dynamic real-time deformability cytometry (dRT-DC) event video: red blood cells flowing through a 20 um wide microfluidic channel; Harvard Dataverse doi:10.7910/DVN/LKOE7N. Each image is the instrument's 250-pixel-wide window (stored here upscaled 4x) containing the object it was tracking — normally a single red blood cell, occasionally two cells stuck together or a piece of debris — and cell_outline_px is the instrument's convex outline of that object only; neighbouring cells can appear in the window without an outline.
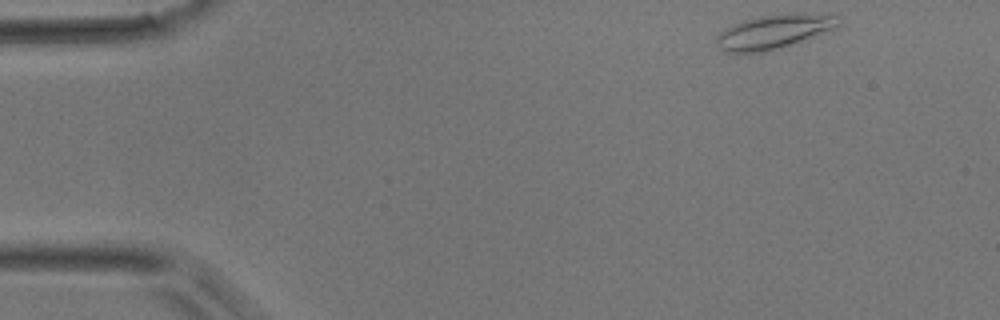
{"species": "common noctule bat (a hibernating species)", "species_latin": "Nyctalus noctula", "temperature_condition": "room temperature", "stored_images_in_passage": 45, "camera_frame_rate_fps": 3000, "um_per_image_px": 0.085, "animal": {"sex": "male", "body_mass_g": 17.9}, "frame": {"image": 1, "passage_image": 1, "time_ms": 0.0, "image_size_px": [1000, 320], "cell_outline_px": [[840, 24], [836, 28], [792, 44], [780, 48], [764, 52], [724, 52], [716, 44], [716, 36], [720, 32], [732, 24], [744, 20], [760, 16], [800, 12], [804, 12], [840, 16]], "centroid_in_image_um": [65.8, 2.68], "position_along_channel_um": 19.2, "area_um2": 24.33}}
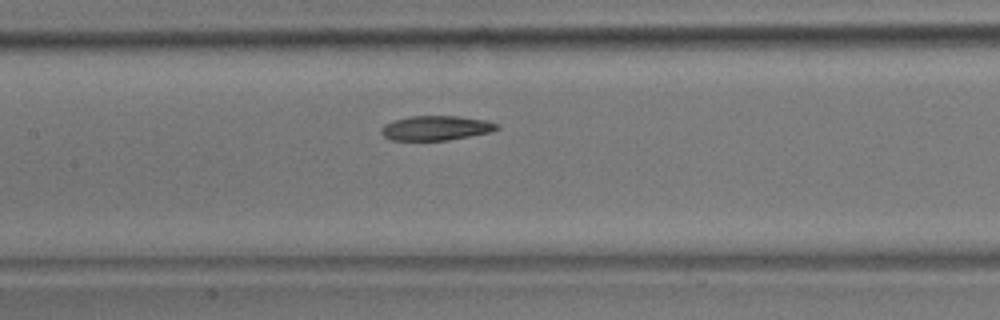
{"frame": {"image": 2, "passage_image": 19, "time_ms": 6.0, "image_size_px": [1000, 320], "cell_outline_px": [[500, 128], [492, 132], [448, 140], [388, 140], [380, 132], [380, 128], [384, 124], [392, 120], [408, 116], [460, 116], [484, 120], [496, 124]], "centroid_in_image_um": [37.01, 10.88], "position_along_channel_um": 170.4, "area_um2": 16.7}}
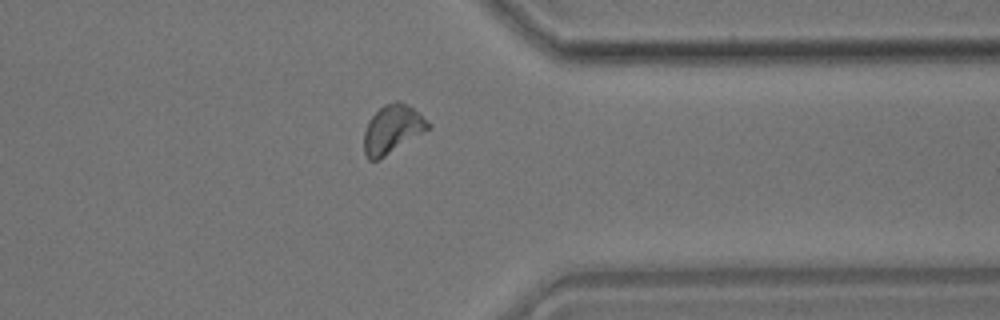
{"frame": {"image": 3, "passage_image": 35, "time_ms": 11.333, "image_size_px": [1000, 320], "cell_outline_px": [[432, 124], [428, 128], [380, 160], [368, 160], [364, 152], [364, 132], [368, 120], [384, 104], [396, 100], [400, 100], [408, 104]], "centroid_in_image_um": [33.32, 10.97], "position_along_channel_um": 378.1, "area_um2": 17.98}}